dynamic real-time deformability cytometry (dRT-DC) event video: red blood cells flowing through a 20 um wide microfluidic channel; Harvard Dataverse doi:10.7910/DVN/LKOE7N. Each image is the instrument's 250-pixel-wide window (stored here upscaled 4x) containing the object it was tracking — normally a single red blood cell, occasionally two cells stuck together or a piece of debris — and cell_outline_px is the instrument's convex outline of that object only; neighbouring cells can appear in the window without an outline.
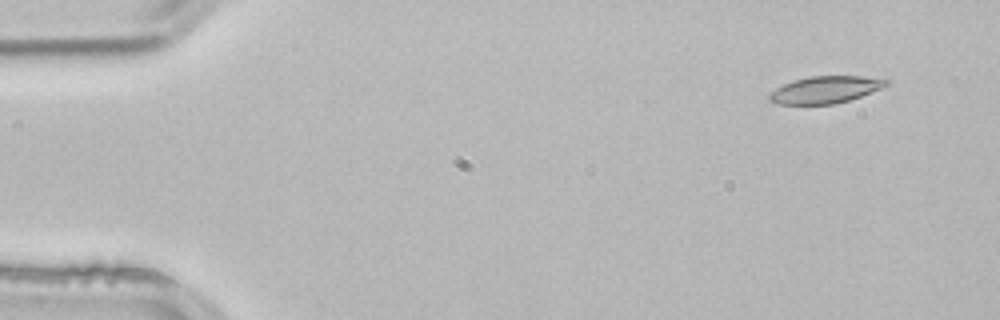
{"species": "common noctule bat (a hibernating species)", "species_latin": "Nyctalus noctula", "temperature_condition": "room temperature", "stored_images_in_passage": 4, "segment_of_instrument_passage": [1, 2], "camera_frame_rate_fps": 3000, "um_per_image_px": 0.085, "animal": {"sex": "male", "body_mass_g": 21.5, "forearm_length_mm": 52.0}, "frame": {"image": 1, "passage_image": 1, "time_ms": 0.0, "image_size_px": [1000, 320], "cell_outline_px": [[892, 84], [860, 96], [848, 100], [832, 104], [776, 104], [768, 100], [768, 92], [792, 80], [812, 76], [860, 76], [892, 80]], "centroid_in_image_um": [70.14, 7.62], "position_along_channel_um": 14.9, "area_um2": 18.5}}
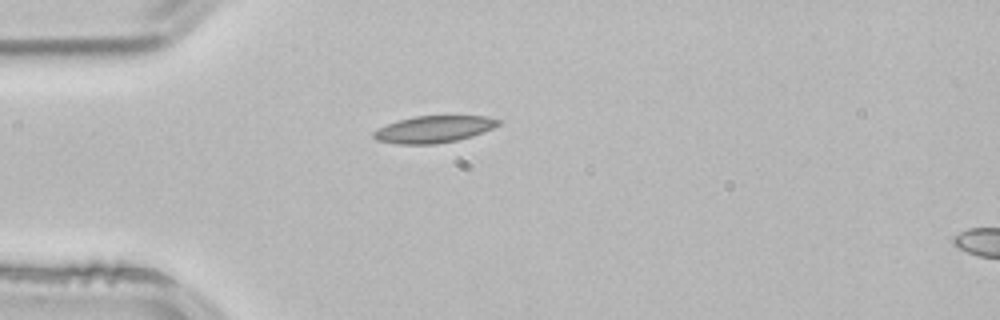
{"frame": {"image": 2, "passage_image": 3, "time_ms": 0.667, "image_size_px": [1000, 320], "cell_outline_px": [[500, 124], [484, 132], [472, 136], [456, 140], [436, 144], [396, 144], [376, 140], [372, 136], [372, 132], [376, 128], [396, 120], [416, 116], [488, 116], [500, 120]], "centroid_in_image_um": [36.82, 10.98], "position_along_channel_um": 48.2, "area_um2": 19.71}}